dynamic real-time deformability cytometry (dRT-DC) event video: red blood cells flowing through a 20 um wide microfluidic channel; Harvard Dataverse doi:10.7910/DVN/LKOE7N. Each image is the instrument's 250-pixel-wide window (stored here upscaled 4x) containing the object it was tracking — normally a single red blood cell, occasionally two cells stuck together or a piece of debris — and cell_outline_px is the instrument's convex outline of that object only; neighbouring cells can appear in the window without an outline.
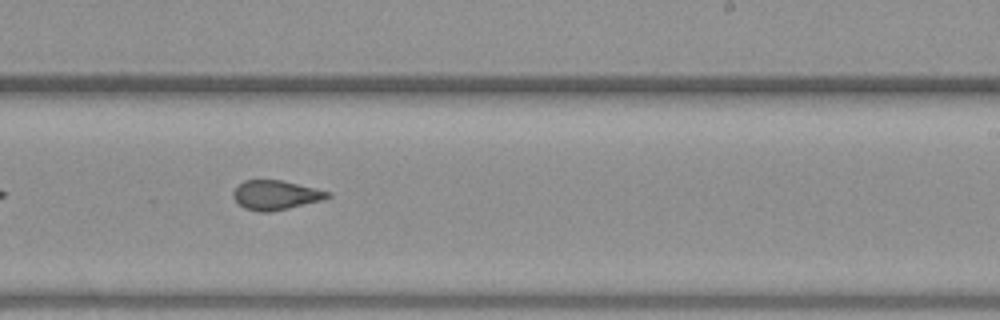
{"species": "common noctule bat (a hibernating species)", "species_latin": "Nyctalus noctula", "temperature_condition": "warm", "stored_images_in_passage": 36, "camera_frame_rate_fps": 3000, "um_per_image_px": 0.085, "animal": {"sex": "female", "body_mass_g": 19.3, "forearm_length_mm": 54.1}, "frame": {"image": 1, "passage_image": 16, "time_ms": 5.0, "image_size_px": [1000, 320], "cell_outline_px": [[332, 196], [324, 200], [272, 212], [256, 212], [244, 208], [232, 196], [232, 192], [236, 184], [244, 180], [280, 180], [316, 188], [332, 192]], "centroid_in_image_um": [23.43, 16.58], "position_along_channel_um": 265.6, "area_um2": 16.47}, "authors_computed_cell_mechanics": {"area_um2": 16.5886, "velocity_mm_per_s": 4.0626, "shape_relaxation_time_tau1_ms": null, "shape_relaxation_time_tau2_ms": 1.7461, "deformation_change_tau1": null, "deformation_change_tau2": 0.0811}}